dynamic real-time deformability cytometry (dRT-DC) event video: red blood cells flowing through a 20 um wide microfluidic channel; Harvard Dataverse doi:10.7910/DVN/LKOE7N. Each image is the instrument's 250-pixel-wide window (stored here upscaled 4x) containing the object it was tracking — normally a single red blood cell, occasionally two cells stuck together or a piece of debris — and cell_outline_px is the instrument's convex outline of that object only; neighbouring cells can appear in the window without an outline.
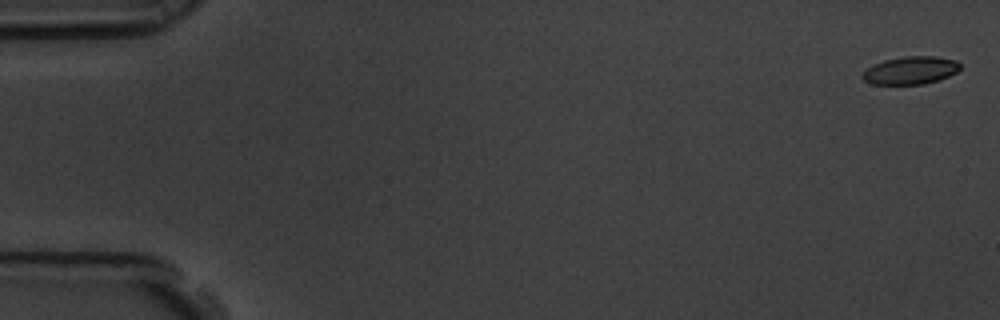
{"species": "common noctule bat (a hibernating species)", "species_latin": "Nyctalus noctula", "temperature_condition": "room temperature", "stored_images_in_passage": 3, "camera_frame_rate_fps": 3000, "um_per_image_px": 0.085, "animal": {"sex": "male", "body_mass_g": 19.5, "forearm_length_mm": 54.6}, "frame": {"image": 1, "passage_image": 1, "time_ms": 0.0, "image_size_px": [1000, 320], "cell_outline_px": [[960, 68], [956, 72], [940, 80], [924, 84], [872, 84], [864, 80], [860, 76], [872, 64], [884, 60], [904, 56], [936, 56], [956, 60], [960, 64]], "centroid_in_image_um": [77.4, 5.98], "position_along_channel_um": 7.6, "area_um2": 15.9}}